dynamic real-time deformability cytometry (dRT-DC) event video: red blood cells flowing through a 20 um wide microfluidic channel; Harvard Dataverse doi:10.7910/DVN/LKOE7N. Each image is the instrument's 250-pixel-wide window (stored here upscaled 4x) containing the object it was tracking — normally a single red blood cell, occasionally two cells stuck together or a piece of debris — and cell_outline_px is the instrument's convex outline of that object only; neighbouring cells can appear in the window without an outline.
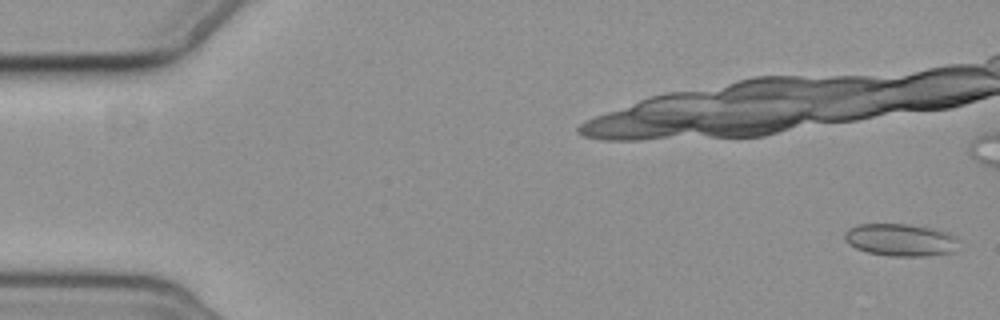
{"species": "common noctule bat (a hibernating species)", "species_latin": "Nyctalus noctula", "temperature_condition": "cold", "stored_images_in_passage": 7, "camera_frame_rate_fps": 3000, "um_per_image_px": 0.085, "animal": {"sex": "female", "body_mass_g": 19.3, "forearm_length_mm": 54.1}, "frame": {"image": 1, "passage_image": 1, "time_ms": 0.0, "image_size_px": [1000, 320], "cell_outline_px": [[960, 240], [952, 252], [924, 256], [888, 256], [868, 252], [856, 248], [848, 244], [844, 240], [844, 232], [848, 228], [860, 224], [908, 224], [948, 232]], "centroid_in_image_um": [76.51, 20.39], "position_along_channel_um": 8.5, "area_um2": 21.5}}